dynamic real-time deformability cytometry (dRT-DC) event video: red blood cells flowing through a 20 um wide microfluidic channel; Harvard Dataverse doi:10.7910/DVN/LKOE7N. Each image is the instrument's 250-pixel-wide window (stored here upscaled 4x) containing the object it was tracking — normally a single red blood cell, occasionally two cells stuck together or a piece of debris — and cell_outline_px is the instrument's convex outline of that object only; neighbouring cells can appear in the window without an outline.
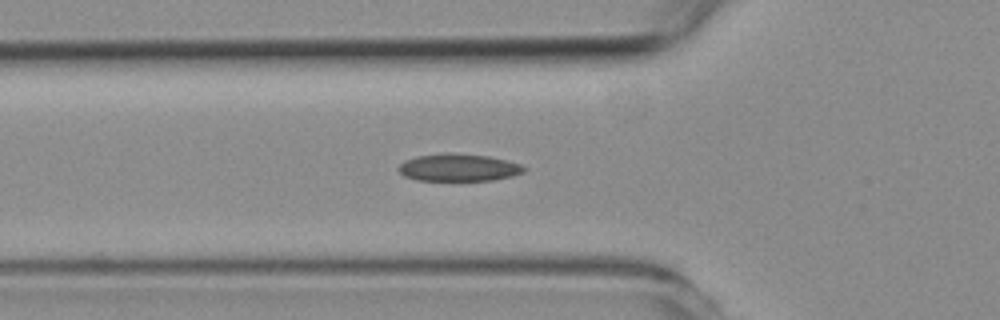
{"species": "common noctule bat (a hibernating species)", "species_latin": "Nyctalus noctula", "temperature_condition": "room temperature", "stored_images_in_passage": 21, "camera_frame_rate_fps": 3000, "um_per_image_px": 0.085, "animal": {"sex": "female", "body_mass_g": 19.3, "forearm_length_mm": 54.1}, "frame": {"image": 1, "passage_image": 17, "time_ms": 5.333, "image_size_px": [1000, 320], "cell_outline_px": [[528, 168], [524, 172], [512, 176], [492, 180], [460, 184], [416, 180], [404, 176], [396, 168], [404, 160], [416, 156], [488, 156], [508, 160], [520, 164]], "centroid_in_image_um": [39.0, 14.35], "position_along_channel_um": 86.8, "area_um2": 20.23}}